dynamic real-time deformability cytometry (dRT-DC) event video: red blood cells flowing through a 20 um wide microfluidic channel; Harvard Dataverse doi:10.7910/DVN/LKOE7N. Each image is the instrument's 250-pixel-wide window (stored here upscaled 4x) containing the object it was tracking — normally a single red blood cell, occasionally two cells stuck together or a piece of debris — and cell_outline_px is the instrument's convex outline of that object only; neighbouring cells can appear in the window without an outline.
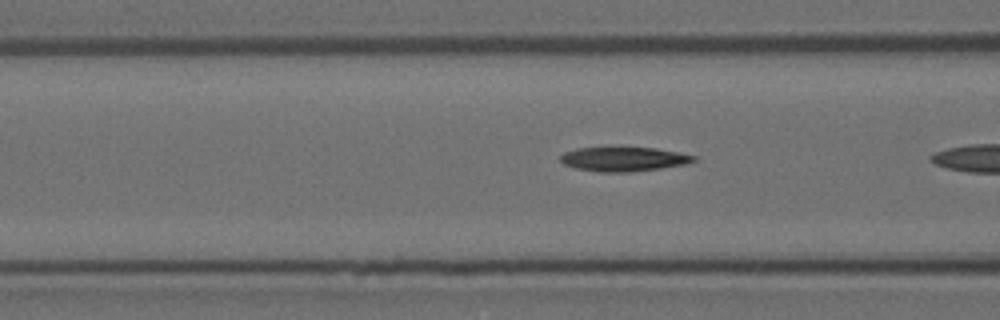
{"species": "Egyptian fruit bat (a non-hibernating species)", "species_latin": "Rousettus aegyptiacus", "temperature_condition": "room temperature", "stored_images_in_passage": 6, "camera_frame_rate_fps": 3000, "um_per_image_px": 0.085, "animal": {"sex": "female"}, "frame": {"image": 1, "passage_image": 5, "time_ms": 1.333, "image_size_px": [1000, 320], "cell_outline_px": [[696, 160], [684, 164], [660, 168], [628, 172], [600, 172], [576, 168], [564, 164], [560, 160], [560, 156], [564, 152], [576, 148], [656, 148], [696, 156]], "centroid_in_image_um": [52.98, 13.53], "position_along_channel_um": 113.6, "area_um2": 18.55}}